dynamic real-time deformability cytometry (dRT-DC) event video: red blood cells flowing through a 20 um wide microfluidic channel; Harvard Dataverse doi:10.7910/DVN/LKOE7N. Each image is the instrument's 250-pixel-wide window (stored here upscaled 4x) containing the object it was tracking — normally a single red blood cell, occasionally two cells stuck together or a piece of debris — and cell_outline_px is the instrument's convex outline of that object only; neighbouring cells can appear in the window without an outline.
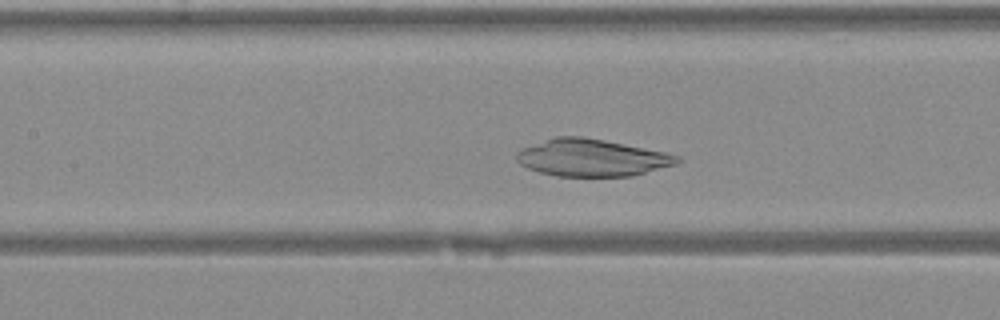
{"species": "Egyptian fruit bat (a non-hibernating species)", "species_latin": "Rousettus aegyptiacus", "temperature_condition": "warm", "stored_images_in_passage": 37, "camera_frame_rate_fps": 3000, "um_per_image_px": 0.085, "animal": {"sex": "female"}, "frame": {"image": 1, "passage_image": 14, "time_ms": 4.333, "image_size_px": [1000, 320], "cell_outline_px": [[684, 160], [676, 164], [632, 176], [556, 176], [540, 172], [528, 168], [520, 164], [516, 160], [516, 152], [524, 148], [556, 136], [580, 136], [604, 140], [664, 152], [680, 156]], "centroid_in_image_um": [50.32, 13.41], "position_along_channel_um": 157.1, "area_um2": 34.51}}
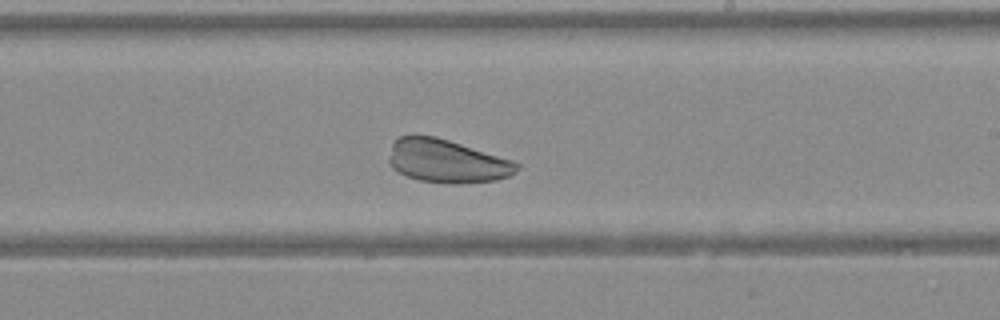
{"frame": {"image": 2, "passage_image": 20, "time_ms": 6.333, "image_size_px": [1000, 320], "cell_outline_px": [[520, 168], [516, 172], [508, 176], [496, 180], [460, 184], [452, 184], [420, 180], [408, 176], [392, 168], [388, 160], [388, 156], [392, 144], [400, 136], [436, 136], [512, 160], [520, 164]], "centroid_in_image_um": [38.0, 13.7], "position_along_channel_um": 251.0, "area_um2": 32.08}}
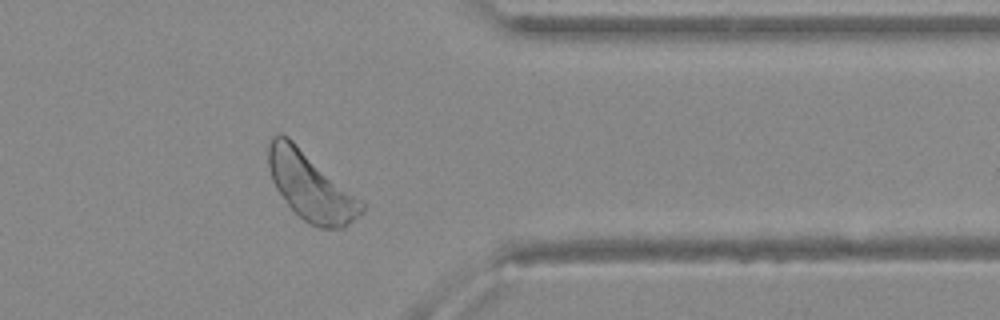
{"frame": {"image": 3, "passage_image": 29, "time_ms": 9.333, "image_size_px": [1000, 320], "cell_outline_px": [[364, 208], [344, 228], [320, 228], [304, 220], [288, 204], [276, 188], [272, 180], [268, 164], [268, 144], [272, 136], [280, 132], [288, 136], [360, 200], [364, 204]], "centroid_in_image_um": [26.35, 15.81], "position_along_channel_um": 385.1, "area_um2": 35.95}}